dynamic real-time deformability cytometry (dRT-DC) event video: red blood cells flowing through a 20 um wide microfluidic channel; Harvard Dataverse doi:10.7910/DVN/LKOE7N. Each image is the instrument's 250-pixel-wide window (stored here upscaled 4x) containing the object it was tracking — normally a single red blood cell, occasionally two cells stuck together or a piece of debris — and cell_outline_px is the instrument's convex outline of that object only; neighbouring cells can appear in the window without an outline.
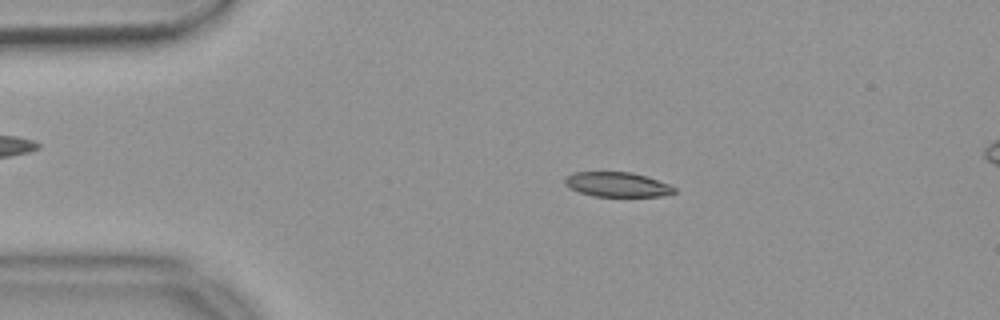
{"species": "common noctule bat (a hibernating species)", "species_latin": "Nyctalus noctula", "temperature_condition": "warm", "stored_images_in_passage": 54, "camera_frame_rate_fps": 3000, "um_per_image_px": 0.085, "animal": {"sex": "female", "body_mass_g": 18.4}, "frame": {"image": 1, "passage_image": 10, "time_ms": 3.0, "image_size_px": [1000, 320], "cell_outline_px": [[676, 192], [664, 196], [592, 196], [580, 192], [564, 184], [564, 180], [572, 172], [632, 172], [668, 184], [676, 188]], "centroid_in_image_um": [52.46, 15.68], "position_along_channel_um": 32.5, "area_um2": 15.55}}
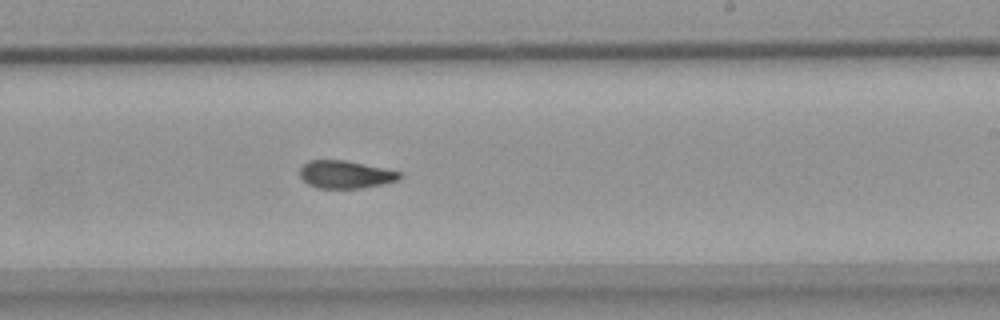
{"frame": {"image": 2, "passage_image": 32, "time_ms": 10.333, "image_size_px": [1000, 320], "cell_outline_px": [[404, 176], [396, 180], [364, 188], [316, 188], [308, 184], [300, 176], [300, 168], [308, 160], [344, 160], [404, 172]], "centroid_in_image_um": [29.38, 14.83], "position_along_channel_um": 259.6, "area_um2": 16.13}}
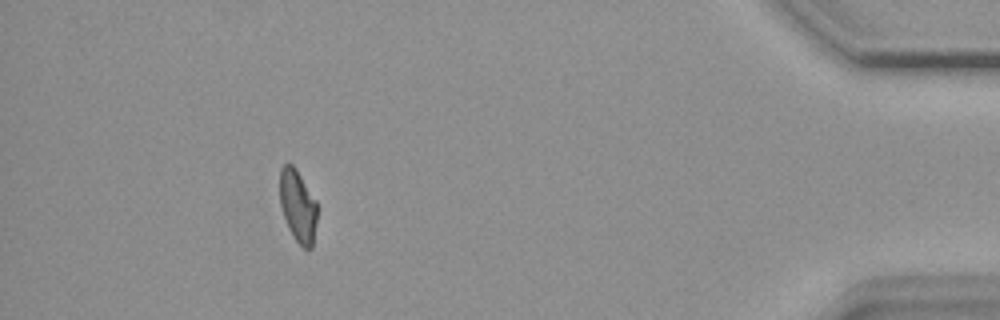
{"frame": {"image": 3, "passage_image": 49, "time_ms": 16.0, "image_size_px": [1000, 320], "cell_outline_px": [[316, 220], [312, 248], [304, 248], [292, 236], [288, 228], [280, 204], [280, 168], [284, 164], [292, 164], [296, 168], [316, 200]], "centroid_in_image_um": [25.3, 17.49], "position_along_channel_um": 409.9, "area_um2": 15.61}, "authors_computed_cell_mechanics": {"area_um2": 16.5886, "velocity_mm_per_s": 3.688, "shape_relaxation_time_tau1_ms": null, "shape_relaxation_time_tau2_ms": 3.6203, "deformation_change_tau1": null, "deformation_change_tau2": 0.0994}}